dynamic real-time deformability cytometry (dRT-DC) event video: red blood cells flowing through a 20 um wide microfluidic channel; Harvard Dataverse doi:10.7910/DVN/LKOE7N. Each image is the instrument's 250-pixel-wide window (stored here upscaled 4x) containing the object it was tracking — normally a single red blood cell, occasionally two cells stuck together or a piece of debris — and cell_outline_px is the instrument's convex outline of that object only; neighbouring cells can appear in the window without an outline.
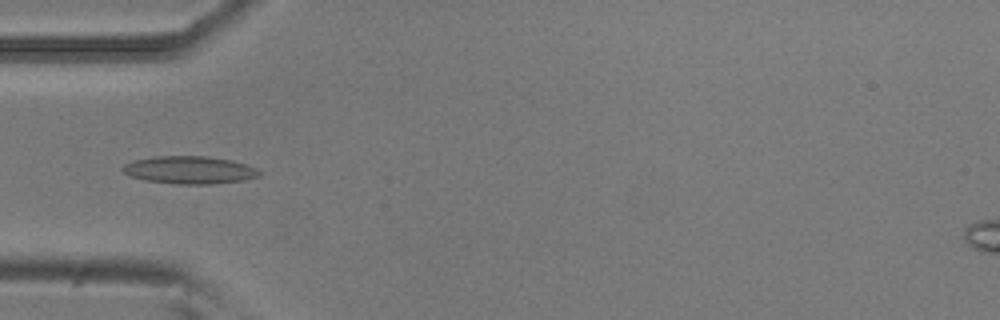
{"species": "common noctule bat (a hibernating species)", "species_latin": "Nyctalus noctula", "temperature_condition": "room temperature", "stored_images_in_passage": 4, "camera_frame_rate_fps": 3000, "um_per_image_px": 0.085, "animal": {"sex": "male", "body_mass_g": 20.5, "forearm_length_mm": 52.5}, "frame": {"image": 1, "passage_image": 4, "time_ms": 1.0, "image_size_px": [1000, 320], "cell_outline_px": [[264, 172], [260, 176], [244, 180], [212, 184], [176, 184], [144, 180], [132, 176], [124, 172], [120, 168], [124, 164], [132, 160], [156, 156], [208, 156], [232, 160], [256, 168]], "centroid_in_image_um": [16.12, 14.44], "position_along_channel_um": 68.9, "area_um2": 22.2}}